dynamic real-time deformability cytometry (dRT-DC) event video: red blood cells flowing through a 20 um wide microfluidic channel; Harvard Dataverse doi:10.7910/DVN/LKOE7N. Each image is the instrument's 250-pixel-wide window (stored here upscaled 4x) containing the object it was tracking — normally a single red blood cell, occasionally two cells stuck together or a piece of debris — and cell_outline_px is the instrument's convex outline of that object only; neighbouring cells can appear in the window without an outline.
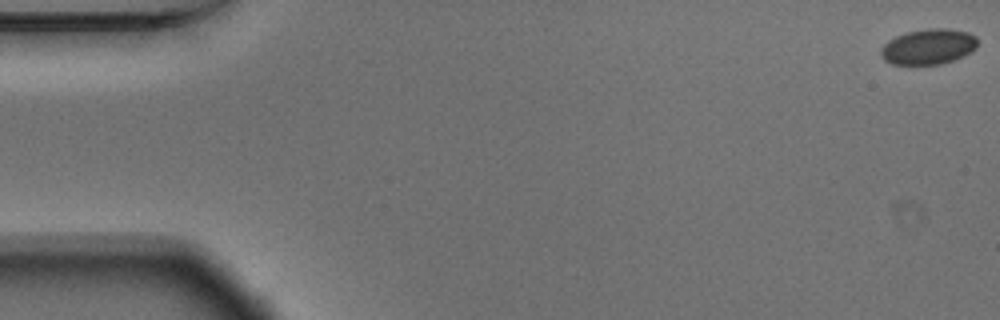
{"species": "Egyptian fruit bat (a non-hibernating species)", "species_latin": "Rousettus aegyptiacus", "temperature_condition": "warm", "stored_images_in_passage": 3, "camera_frame_rate_fps": 3000, "um_per_image_px": 0.085, "animal": {"sex": "male"}, "frame": {"image": 1, "passage_image": 1, "time_ms": 0.0, "image_size_px": [1000, 320], "cell_outline_px": [[976, 48], [972, 52], [956, 60], [940, 64], [892, 64], [884, 60], [880, 56], [880, 48], [888, 40], [896, 36], [908, 32], [928, 28], [948, 28], [968, 32], [976, 36]], "centroid_in_image_um": [78.92, 3.97], "position_along_channel_um": 6.1, "area_um2": 20.17}}